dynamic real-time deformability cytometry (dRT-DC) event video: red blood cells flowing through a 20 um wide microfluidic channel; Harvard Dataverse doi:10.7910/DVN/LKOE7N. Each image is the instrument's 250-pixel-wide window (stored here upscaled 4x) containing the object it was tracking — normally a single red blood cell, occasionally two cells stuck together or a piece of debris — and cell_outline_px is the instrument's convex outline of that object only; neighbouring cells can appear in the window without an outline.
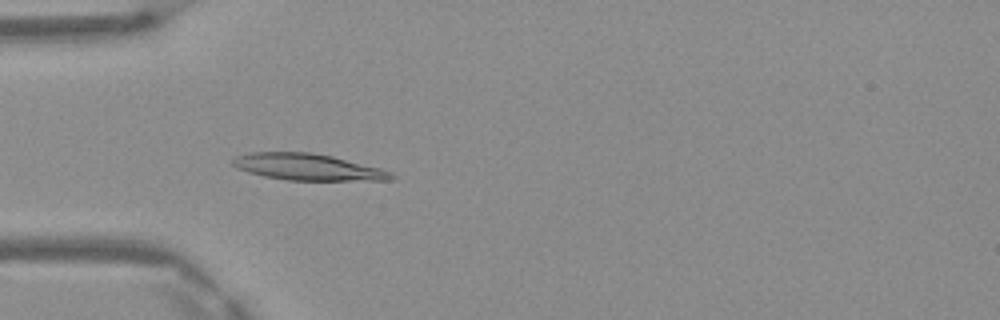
{"species": "Egyptian fruit bat (a non-hibernating species)", "species_latin": "Rousettus aegyptiacus", "temperature_condition": "warm", "stored_images_in_passage": 5, "camera_frame_rate_fps": 3000, "um_per_image_px": 0.085, "frame": {"image": 1, "passage_image": 5, "time_ms": 1.333, "image_size_px": [1000, 320], "cell_outline_px": [[396, 176], [392, 180], [288, 180], [264, 176], [248, 172], [236, 168], [232, 164], [232, 156], [248, 152], [308, 152], [332, 156], [380, 168], [392, 172]], "centroid_in_image_um": [26.12, 14.19], "position_along_channel_um": 58.9, "area_um2": 24.57}}